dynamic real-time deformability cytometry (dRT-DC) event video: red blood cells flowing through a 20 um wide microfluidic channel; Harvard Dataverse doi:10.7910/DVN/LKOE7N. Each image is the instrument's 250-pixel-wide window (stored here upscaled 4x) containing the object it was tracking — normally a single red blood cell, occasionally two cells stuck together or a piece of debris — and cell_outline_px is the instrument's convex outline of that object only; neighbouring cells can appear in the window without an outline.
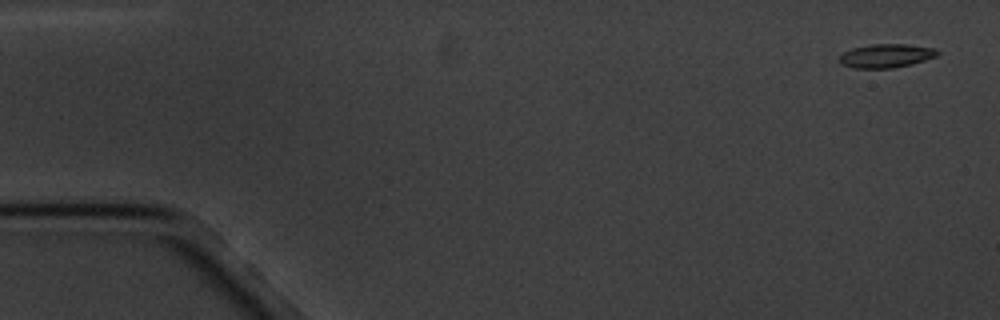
{"species": "common noctule bat (a hibernating species)", "species_latin": "Nyctalus noctula", "temperature_condition": "cold", "stored_images_in_passage": 16, "camera_frame_rate_fps": 3000, "um_per_image_px": 0.085, "animal": {"sex": "male", "body_mass_g": 20.1, "forearm_length_mm": 53.5}, "frame": {"image": 1, "passage_image": 1, "time_ms": 0.0, "image_size_px": [1000, 320], "cell_outline_px": [[940, 52], [936, 56], [912, 64], [892, 68], [856, 68], [840, 64], [840, 56], [844, 52], [852, 48], [872, 44], [908, 44], [936, 48]], "centroid_in_image_um": [75.34, 4.73], "position_along_channel_um": 9.7, "area_um2": 13.53}}
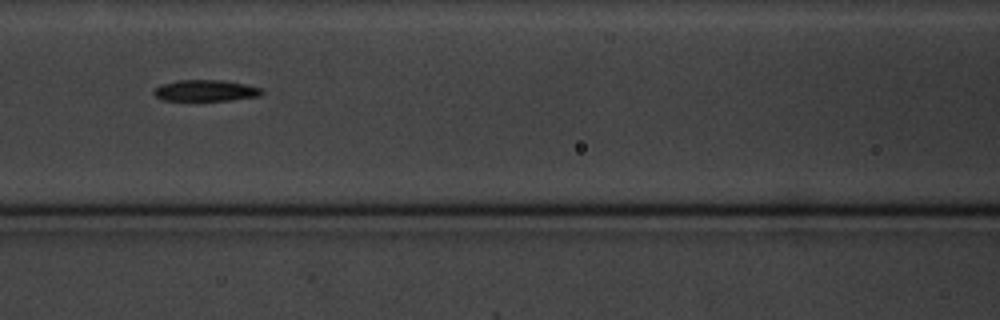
{"frame": {"image": 2, "passage_image": 7, "time_ms": 7.667, "image_size_px": [1000, 320], "cell_outline_px": [[264, 92], [260, 96], [232, 100], [164, 100], [156, 96], [152, 92], [160, 84], [180, 80], [224, 80], [244, 84], [260, 88]], "centroid_in_image_um": [17.48, 7.69], "position_along_channel_um": 149.1, "area_um2": 13.29}}
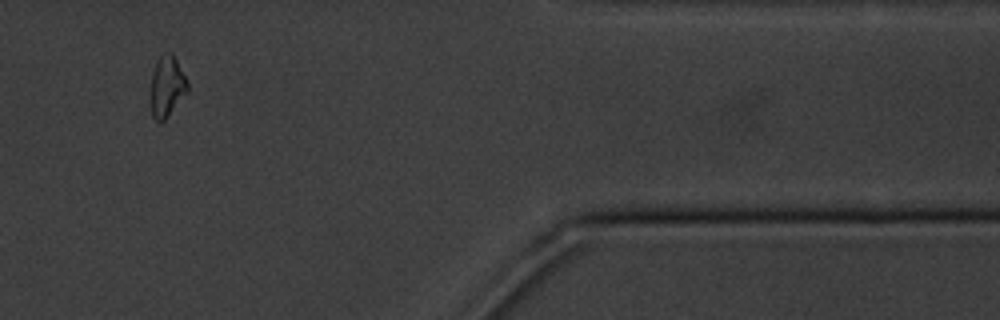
{"frame": {"image": 3, "passage_image": 14, "time_ms": 16.0, "image_size_px": [1000, 320], "cell_outline_px": [[188, 92], [164, 120], [160, 124], [152, 116], [148, 100], [152, 72], [156, 60], [160, 56], [168, 52], [172, 52], [188, 80]], "centroid_in_image_um": [14.15, 7.36], "position_along_channel_um": 397.2, "area_um2": 13.64}, "authors_computed_cell_mechanics": {"area_um2": 13.9009, "velocity_mm_per_s": 3.3829, "shape_relaxation_time_tau1_ms": 2.6045, "shape_relaxation_time_tau2_ms": null, "deformation_change_tau1": 0.0942, "deformation_change_tau2": null}}